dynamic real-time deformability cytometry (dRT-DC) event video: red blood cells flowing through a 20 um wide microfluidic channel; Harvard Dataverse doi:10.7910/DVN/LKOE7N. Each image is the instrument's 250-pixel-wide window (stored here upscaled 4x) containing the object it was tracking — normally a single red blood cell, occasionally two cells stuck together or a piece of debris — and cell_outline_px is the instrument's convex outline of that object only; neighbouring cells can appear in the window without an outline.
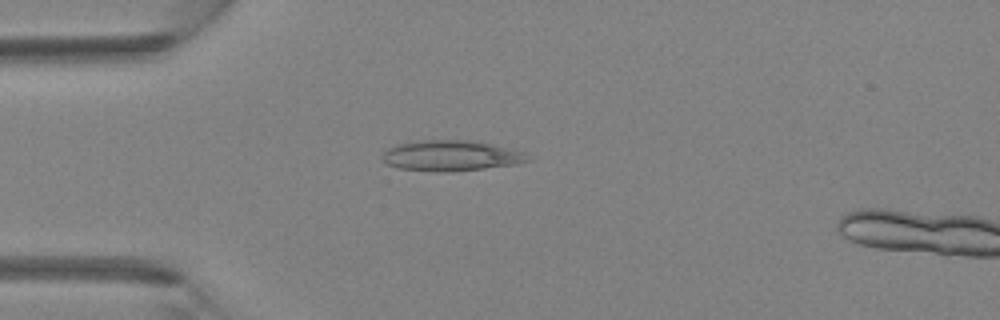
{"species": "Egyptian fruit bat (a non-hibernating species)", "species_latin": "Rousettus aegyptiacus", "temperature_condition": "room temperature", "stored_images_in_passage": 5, "camera_frame_rate_fps": 3000, "um_per_image_px": 0.085, "animal": {"sex": "female"}, "frame": {"image": 1, "passage_image": 4, "time_ms": 1.0, "image_size_px": [1000, 320], "cell_outline_px": [[532, 160], [516, 164], [484, 168], [448, 172], [444, 172], [400, 168], [388, 164], [380, 156], [388, 148], [396, 144], [408, 140], [468, 140], [508, 148], [524, 152]], "centroid_in_image_um": [38.29, 13.22], "position_along_channel_um": 46.7, "area_um2": 25.78}}